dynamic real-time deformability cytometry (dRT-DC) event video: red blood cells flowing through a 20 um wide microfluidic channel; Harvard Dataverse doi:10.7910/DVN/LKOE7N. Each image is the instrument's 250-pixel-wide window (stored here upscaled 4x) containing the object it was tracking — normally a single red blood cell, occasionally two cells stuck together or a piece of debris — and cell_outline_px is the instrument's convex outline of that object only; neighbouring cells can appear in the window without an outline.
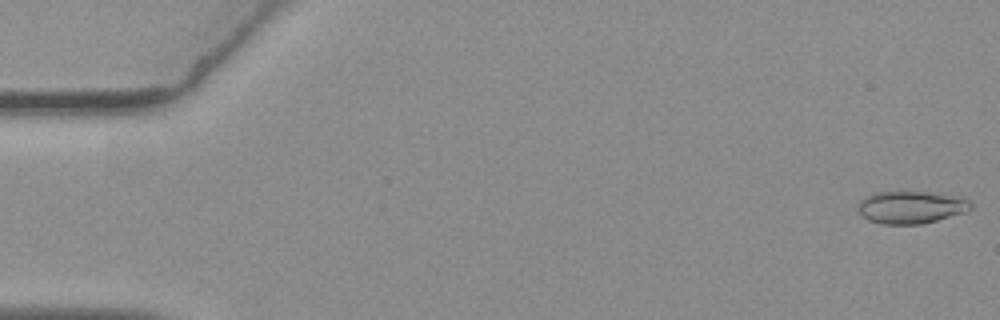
{"species": "common noctule bat (a hibernating species)", "species_latin": "Nyctalus noctula", "temperature_condition": "warm", "stored_images_in_passage": 25, "camera_frame_rate_fps": 3000, "um_per_image_px": 0.085, "animal": {"sex": "female", "body_mass_g": 19.3, "forearm_length_mm": 54.1}, "frame": {"image": 1, "passage_image": 1, "time_ms": 0.0, "image_size_px": [1000, 320], "cell_outline_px": [[972, 208], [964, 212], [936, 220], [920, 224], [880, 224], [868, 220], [856, 208], [860, 200], [864, 196], [876, 192], [900, 188], [964, 196], [972, 204]], "centroid_in_image_um": [77.41, 17.55], "position_along_channel_um": 7.6, "area_um2": 22.31}}
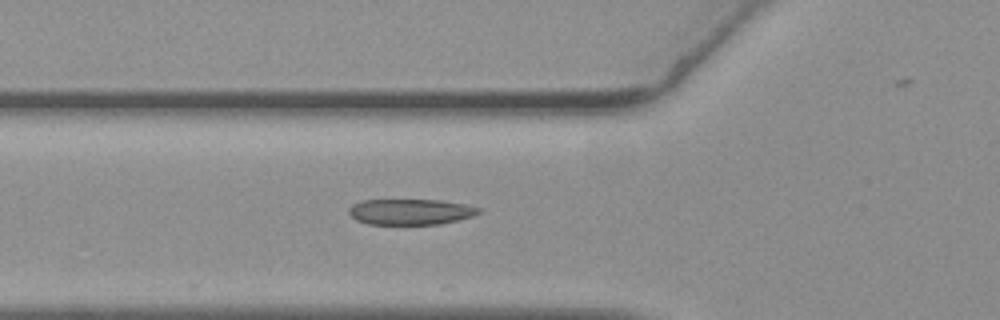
{"frame": {"image": 2, "passage_image": 20, "time_ms": 6.333, "image_size_px": [1000, 320], "cell_outline_px": [[480, 212], [472, 216], [440, 224], [368, 224], [356, 220], [348, 212], [348, 208], [352, 204], [364, 200], [440, 200], [464, 204], [480, 208]], "centroid_in_image_um": [34.86, 18.0], "position_along_channel_um": 90.9, "area_um2": 19.36}}
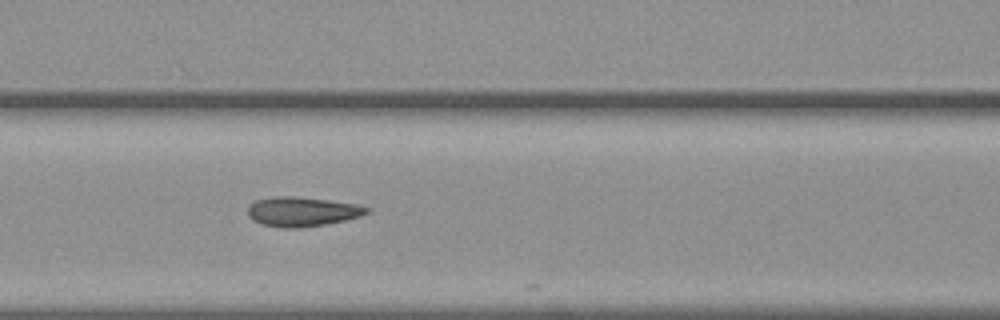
{"frame": {"image": 3, "passage_image": 24, "time_ms": 7.667, "image_size_px": [1000, 320], "cell_outline_px": [[372, 208], [368, 212], [360, 216], [344, 220], [324, 224], [296, 228], [280, 228], [260, 224], [252, 220], [248, 216], [248, 208], [256, 200], [272, 196], [292, 196], [328, 200], [356, 204]], "centroid_in_image_um": [25.65, 17.99], "position_along_channel_um": 140.9, "area_um2": 20.4}}